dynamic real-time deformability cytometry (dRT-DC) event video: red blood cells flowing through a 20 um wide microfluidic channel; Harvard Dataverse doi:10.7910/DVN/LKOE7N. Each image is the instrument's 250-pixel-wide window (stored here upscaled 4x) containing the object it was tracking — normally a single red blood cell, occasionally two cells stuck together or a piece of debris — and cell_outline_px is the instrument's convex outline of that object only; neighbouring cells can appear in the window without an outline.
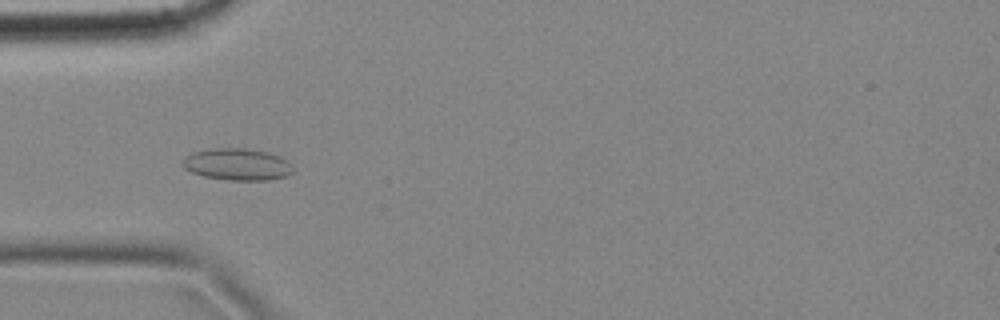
{"species": "common noctule bat (a hibernating species)", "species_latin": "Nyctalus noctula", "temperature_condition": "cold", "stored_images_in_passage": 6, "camera_frame_rate_fps": 3000, "um_per_image_px": 0.085, "animal": {"sex": "female", "body_mass_g": 18.4}, "frame": {"image": 1, "passage_image": 5, "time_ms": 1.333, "image_size_px": [1000, 320], "cell_outline_px": [[292, 172], [288, 176], [268, 180], [228, 180], [204, 176], [192, 172], [184, 168], [180, 164], [180, 160], [184, 156], [192, 152], [212, 148], [244, 148], [268, 152], [280, 156], [292, 168]], "centroid_in_image_um": [20.1, 13.96], "position_along_channel_um": 64.9, "area_um2": 20.58}}